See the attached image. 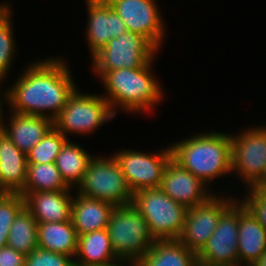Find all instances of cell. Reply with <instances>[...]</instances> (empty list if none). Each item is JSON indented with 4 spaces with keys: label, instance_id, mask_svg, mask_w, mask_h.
I'll use <instances>...</instances> for the list:
<instances>
[{
    "label": "cell",
    "instance_id": "30bf717a",
    "mask_svg": "<svg viewBox=\"0 0 266 266\" xmlns=\"http://www.w3.org/2000/svg\"><path fill=\"white\" fill-rule=\"evenodd\" d=\"M118 161L130 190L158 188L161 185L165 168L172 158L171 147L155 154L134 150H121L113 155Z\"/></svg>",
    "mask_w": 266,
    "mask_h": 266
},
{
    "label": "cell",
    "instance_id": "836d02e7",
    "mask_svg": "<svg viewBox=\"0 0 266 266\" xmlns=\"http://www.w3.org/2000/svg\"><path fill=\"white\" fill-rule=\"evenodd\" d=\"M251 266H266V250Z\"/></svg>",
    "mask_w": 266,
    "mask_h": 266
},
{
    "label": "cell",
    "instance_id": "ffe728a7",
    "mask_svg": "<svg viewBox=\"0 0 266 266\" xmlns=\"http://www.w3.org/2000/svg\"><path fill=\"white\" fill-rule=\"evenodd\" d=\"M115 206L109 202L89 198L78 193L74 196L71 220L78 236L106 229Z\"/></svg>",
    "mask_w": 266,
    "mask_h": 266
},
{
    "label": "cell",
    "instance_id": "4fadbf2b",
    "mask_svg": "<svg viewBox=\"0 0 266 266\" xmlns=\"http://www.w3.org/2000/svg\"><path fill=\"white\" fill-rule=\"evenodd\" d=\"M125 23L128 31L147 38L158 50L165 24L155 0H107Z\"/></svg>",
    "mask_w": 266,
    "mask_h": 266
},
{
    "label": "cell",
    "instance_id": "d6a6232c",
    "mask_svg": "<svg viewBox=\"0 0 266 266\" xmlns=\"http://www.w3.org/2000/svg\"><path fill=\"white\" fill-rule=\"evenodd\" d=\"M251 188L266 193V168L262 177Z\"/></svg>",
    "mask_w": 266,
    "mask_h": 266
},
{
    "label": "cell",
    "instance_id": "44dd1931",
    "mask_svg": "<svg viewBox=\"0 0 266 266\" xmlns=\"http://www.w3.org/2000/svg\"><path fill=\"white\" fill-rule=\"evenodd\" d=\"M75 266H107L120 259L115 255L107 229L78 236Z\"/></svg>",
    "mask_w": 266,
    "mask_h": 266
},
{
    "label": "cell",
    "instance_id": "cb8c5ba5",
    "mask_svg": "<svg viewBox=\"0 0 266 266\" xmlns=\"http://www.w3.org/2000/svg\"><path fill=\"white\" fill-rule=\"evenodd\" d=\"M93 157L78 144L67 140L55 160L64 182L71 188L82 183L89 161Z\"/></svg>",
    "mask_w": 266,
    "mask_h": 266
},
{
    "label": "cell",
    "instance_id": "7c38bea8",
    "mask_svg": "<svg viewBox=\"0 0 266 266\" xmlns=\"http://www.w3.org/2000/svg\"><path fill=\"white\" fill-rule=\"evenodd\" d=\"M226 199L212 195L204 203L189 208L178 240L197 254L214 233L221 215L238 200Z\"/></svg>",
    "mask_w": 266,
    "mask_h": 266
},
{
    "label": "cell",
    "instance_id": "8fae6325",
    "mask_svg": "<svg viewBox=\"0 0 266 266\" xmlns=\"http://www.w3.org/2000/svg\"><path fill=\"white\" fill-rule=\"evenodd\" d=\"M202 266H239L238 254V202L221 215L217 227L197 253Z\"/></svg>",
    "mask_w": 266,
    "mask_h": 266
},
{
    "label": "cell",
    "instance_id": "83f0119b",
    "mask_svg": "<svg viewBox=\"0 0 266 266\" xmlns=\"http://www.w3.org/2000/svg\"><path fill=\"white\" fill-rule=\"evenodd\" d=\"M68 140L54 126L26 155L28 164L53 163Z\"/></svg>",
    "mask_w": 266,
    "mask_h": 266
},
{
    "label": "cell",
    "instance_id": "52a82bcc",
    "mask_svg": "<svg viewBox=\"0 0 266 266\" xmlns=\"http://www.w3.org/2000/svg\"><path fill=\"white\" fill-rule=\"evenodd\" d=\"M77 89L53 121V126L66 138L68 133L89 134L116 116L103 96L85 95Z\"/></svg>",
    "mask_w": 266,
    "mask_h": 266
},
{
    "label": "cell",
    "instance_id": "5bb4252c",
    "mask_svg": "<svg viewBox=\"0 0 266 266\" xmlns=\"http://www.w3.org/2000/svg\"><path fill=\"white\" fill-rule=\"evenodd\" d=\"M167 196L186 208H191L207 201L212 195L208 186L190 171H187L171 158L163 173L159 187ZM208 191V192H207Z\"/></svg>",
    "mask_w": 266,
    "mask_h": 266
},
{
    "label": "cell",
    "instance_id": "603a6c76",
    "mask_svg": "<svg viewBox=\"0 0 266 266\" xmlns=\"http://www.w3.org/2000/svg\"><path fill=\"white\" fill-rule=\"evenodd\" d=\"M38 247L69 257H75L78 249V234L72 220L37 224Z\"/></svg>",
    "mask_w": 266,
    "mask_h": 266
},
{
    "label": "cell",
    "instance_id": "4316f807",
    "mask_svg": "<svg viewBox=\"0 0 266 266\" xmlns=\"http://www.w3.org/2000/svg\"><path fill=\"white\" fill-rule=\"evenodd\" d=\"M10 9L11 7L7 3L0 4V82L9 72L16 50Z\"/></svg>",
    "mask_w": 266,
    "mask_h": 266
},
{
    "label": "cell",
    "instance_id": "277c9868",
    "mask_svg": "<svg viewBox=\"0 0 266 266\" xmlns=\"http://www.w3.org/2000/svg\"><path fill=\"white\" fill-rule=\"evenodd\" d=\"M132 205L147 221L156 240L179 238L188 208L167 196L159 187L136 191Z\"/></svg>",
    "mask_w": 266,
    "mask_h": 266
},
{
    "label": "cell",
    "instance_id": "f1b7e54d",
    "mask_svg": "<svg viewBox=\"0 0 266 266\" xmlns=\"http://www.w3.org/2000/svg\"><path fill=\"white\" fill-rule=\"evenodd\" d=\"M24 207V197L21 194L0 195V248L7 246L10 227Z\"/></svg>",
    "mask_w": 266,
    "mask_h": 266
},
{
    "label": "cell",
    "instance_id": "1f68e13d",
    "mask_svg": "<svg viewBox=\"0 0 266 266\" xmlns=\"http://www.w3.org/2000/svg\"><path fill=\"white\" fill-rule=\"evenodd\" d=\"M26 255L9 246L0 248V266H25Z\"/></svg>",
    "mask_w": 266,
    "mask_h": 266
},
{
    "label": "cell",
    "instance_id": "7402d4cb",
    "mask_svg": "<svg viewBox=\"0 0 266 266\" xmlns=\"http://www.w3.org/2000/svg\"><path fill=\"white\" fill-rule=\"evenodd\" d=\"M140 266H198L197 254L178 239L156 240L138 260Z\"/></svg>",
    "mask_w": 266,
    "mask_h": 266
},
{
    "label": "cell",
    "instance_id": "f546056e",
    "mask_svg": "<svg viewBox=\"0 0 266 266\" xmlns=\"http://www.w3.org/2000/svg\"><path fill=\"white\" fill-rule=\"evenodd\" d=\"M25 266H75L74 260L64 254L37 247L26 255Z\"/></svg>",
    "mask_w": 266,
    "mask_h": 266
},
{
    "label": "cell",
    "instance_id": "6da1fadb",
    "mask_svg": "<svg viewBox=\"0 0 266 266\" xmlns=\"http://www.w3.org/2000/svg\"><path fill=\"white\" fill-rule=\"evenodd\" d=\"M72 78L63 58L32 63L3 93L4 101L7 100L10 112L44 116L54 121L77 88Z\"/></svg>",
    "mask_w": 266,
    "mask_h": 266
},
{
    "label": "cell",
    "instance_id": "d590c367",
    "mask_svg": "<svg viewBox=\"0 0 266 266\" xmlns=\"http://www.w3.org/2000/svg\"><path fill=\"white\" fill-rule=\"evenodd\" d=\"M0 83H1V82H0ZM0 96H2V95H0ZM0 98H2V97H0ZM1 100H2V99H0V132L3 131V126H4V124H5V123H3V121H2V120H3V115H2V114H3V113H2L3 110H2V106H1V105H2V101H1Z\"/></svg>",
    "mask_w": 266,
    "mask_h": 266
},
{
    "label": "cell",
    "instance_id": "9a60e30c",
    "mask_svg": "<svg viewBox=\"0 0 266 266\" xmlns=\"http://www.w3.org/2000/svg\"><path fill=\"white\" fill-rule=\"evenodd\" d=\"M86 3L89 15L86 39L93 56L111 39L119 37L128 30L107 0H86Z\"/></svg>",
    "mask_w": 266,
    "mask_h": 266
},
{
    "label": "cell",
    "instance_id": "d6986e66",
    "mask_svg": "<svg viewBox=\"0 0 266 266\" xmlns=\"http://www.w3.org/2000/svg\"><path fill=\"white\" fill-rule=\"evenodd\" d=\"M8 125L3 126V132L20 151L27 154L53 127V121L44 116L11 112Z\"/></svg>",
    "mask_w": 266,
    "mask_h": 266
},
{
    "label": "cell",
    "instance_id": "3957f363",
    "mask_svg": "<svg viewBox=\"0 0 266 266\" xmlns=\"http://www.w3.org/2000/svg\"><path fill=\"white\" fill-rule=\"evenodd\" d=\"M153 61L145 66L135 69H116L108 72H95L99 74L106 96L113 113L114 107H121L131 113L148 111L163 98V90L158 80L153 76L151 66Z\"/></svg>",
    "mask_w": 266,
    "mask_h": 266
},
{
    "label": "cell",
    "instance_id": "ac0fdd59",
    "mask_svg": "<svg viewBox=\"0 0 266 266\" xmlns=\"http://www.w3.org/2000/svg\"><path fill=\"white\" fill-rule=\"evenodd\" d=\"M27 155L3 131L0 132V191L20 194L26 182Z\"/></svg>",
    "mask_w": 266,
    "mask_h": 266
},
{
    "label": "cell",
    "instance_id": "484cf974",
    "mask_svg": "<svg viewBox=\"0 0 266 266\" xmlns=\"http://www.w3.org/2000/svg\"><path fill=\"white\" fill-rule=\"evenodd\" d=\"M55 162L28 164L26 182L22 192L69 190Z\"/></svg>",
    "mask_w": 266,
    "mask_h": 266
},
{
    "label": "cell",
    "instance_id": "e575fe53",
    "mask_svg": "<svg viewBox=\"0 0 266 266\" xmlns=\"http://www.w3.org/2000/svg\"><path fill=\"white\" fill-rule=\"evenodd\" d=\"M121 261L124 262L125 260H119V261H117V262H115V263H113L111 265H107V266H124V265H121V264H124L123 262L121 263ZM126 261H128L127 262L128 265L131 264L129 266H140L138 260H126ZM118 263H120V264H118Z\"/></svg>",
    "mask_w": 266,
    "mask_h": 266
},
{
    "label": "cell",
    "instance_id": "8992f818",
    "mask_svg": "<svg viewBox=\"0 0 266 266\" xmlns=\"http://www.w3.org/2000/svg\"><path fill=\"white\" fill-rule=\"evenodd\" d=\"M77 193L83 196L109 202L116 206L131 205L133 192L130 190L116 158L98 156L89 161Z\"/></svg>",
    "mask_w": 266,
    "mask_h": 266
},
{
    "label": "cell",
    "instance_id": "2e32d148",
    "mask_svg": "<svg viewBox=\"0 0 266 266\" xmlns=\"http://www.w3.org/2000/svg\"><path fill=\"white\" fill-rule=\"evenodd\" d=\"M69 190L21 192L25 208L37 223L70 221L73 198Z\"/></svg>",
    "mask_w": 266,
    "mask_h": 266
},
{
    "label": "cell",
    "instance_id": "d4e9b609",
    "mask_svg": "<svg viewBox=\"0 0 266 266\" xmlns=\"http://www.w3.org/2000/svg\"><path fill=\"white\" fill-rule=\"evenodd\" d=\"M37 222L32 214L24 207L12 223L7 246L25 255L38 247Z\"/></svg>",
    "mask_w": 266,
    "mask_h": 266
},
{
    "label": "cell",
    "instance_id": "e0dca14e",
    "mask_svg": "<svg viewBox=\"0 0 266 266\" xmlns=\"http://www.w3.org/2000/svg\"><path fill=\"white\" fill-rule=\"evenodd\" d=\"M265 250L266 229L241 201L238 202L239 266H251Z\"/></svg>",
    "mask_w": 266,
    "mask_h": 266
},
{
    "label": "cell",
    "instance_id": "5b68a950",
    "mask_svg": "<svg viewBox=\"0 0 266 266\" xmlns=\"http://www.w3.org/2000/svg\"><path fill=\"white\" fill-rule=\"evenodd\" d=\"M106 229L120 260H139L156 241L147 221L132 204L116 206Z\"/></svg>",
    "mask_w": 266,
    "mask_h": 266
},
{
    "label": "cell",
    "instance_id": "ba28073f",
    "mask_svg": "<svg viewBox=\"0 0 266 266\" xmlns=\"http://www.w3.org/2000/svg\"><path fill=\"white\" fill-rule=\"evenodd\" d=\"M158 49L144 36L126 31L111 39L92 56L94 72L128 68L135 69L154 61Z\"/></svg>",
    "mask_w": 266,
    "mask_h": 266
},
{
    "label": "cell",
    "instance_id": "4dcf8cb0",
    "mask_svg": "<svg viewBox=\"0 0 266 266\" xmlns=\"http://www.w3.org/2000/svg\"><path fill=\"white\" fill-rule=\"evenodd\" d=\"M250 190V191H249ZM247 197L241 202L251 211L258 222L266 229V193L249 188Z\"/></svg>",
    "mask_w": 266,
    "mask_h": 266
},
{
    "label": "cell",
    "instance_id": "7a4b0ae2",
    "mask_svg": "<svg viewBox=\"0 0 266 266\" xmlns=\"http://www.w3.org/2000/svg\"><path fill=\"white\" fill-rule=\"evenodd\" d=\"M170 147L172 158L200 178L206 186L219 176L232 172L231 134L206 132L183 139Z\"/></svg>",
    "mask_w": 266,
    "mask_h": 266
},
{
    "label": "cell",
    "instance_id": "9c48e42d",
    "mask_svg": "<svg viewBox=\"0 0 266 266\" xmlns=\"http://www.w3.org/2000/svg\"><path fill=\"white\" fill-rule=\"evenodd\" d=\"M231 144V171H236L250 188L266 168V126L232 135Z\"/></svg>",
    "mask_w": 266,
    "mask_h": 266
}]
</instances>
